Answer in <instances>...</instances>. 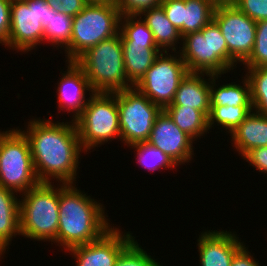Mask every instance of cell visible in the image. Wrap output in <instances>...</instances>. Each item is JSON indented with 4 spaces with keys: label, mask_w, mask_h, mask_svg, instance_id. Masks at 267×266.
Returning a JSON list of instances; mask_svg holds the SVG:
<instances>
[{
    "label": "cell",
    "mask_w": 267,
    "mask_h": 266,
    "mask_svg": "<svg viewBox=\"0 0 267 266\" xmlns=\"http://www.w3.org/2000/svg\"><path fill=\"white\" fill-rule=\"evenodd\" d=\"M19 129L27 138L33 166L40 183L75 184L83 150L75 121L53 122L40 118Z\"/></svg>",
    "instance_id": "cell-1"
},
{
    "label": "cell",
    "mask_w": 267,
    "mask_h": 266,
    "mask_svg": "<svg viewBox=\"0 0 267 266\" xmlns=\"http://www.w3.org/2000/svg\"><path fill=\"white\" fill-rule=\"evenodd\" d=\"M107 217L105 206L78 189L76 183H59V224L53 243L66 251L95 241L112 227Z\"/></svg>",
    "instance_id": "cell-2"
},
{
    "label": "cell",
    "mask_w": 267,
    "mask_h": 266,
    "mask_svg": "<svg viewBox=\"0 0 267 266\" xmlns=\"http://www.w3.org/2000/svg\"><path fill=\"white\" fill-rule=\"evenodd\" d=\"M75 62L94 92L113 93L134 87L125 72L120 33L88 49Z\"/></svg>",
    "instance_id": "cell-3"
},
{
    "label": "cell",
    "mask_w": 267,
    "mask_h": 266,
    "mask_svg": "<svg viewBox=\"0 0 267 266\" xmlns=\"http://www.w3.org/2000/svg\"><path fill=\"white\" fill-rule=\"evenodd\" d=\"M39 183L22 193L20 199V234L35 241L57 238L59 224V185Z\"/></svg>",
    "instance_id": "cell-4"
},
{
    "label": "cell",
    "mask_w": 267,
    "mask_h": 266,
    "mask_svg": "<svg viewBox=\"0 0 267 266\" xmlns=\"http://www.w3.org/2000/svg\"><path fill=\"white\" fill-rule=\"evenodd\" d=\"M120 17L115 4L88 3L73 16L70 44L64 49L66 61H76L88 49L117 35Z\"/></svg>",
    "instance_id": "cell-5"
},
{
    "label": "cell",
    "mask_w": 267,
    "mask_h": 266,
    "mask_svg": "<svg viewBox=\"0 0 267 266\" xmlns=\"http://www.w3.org/2000/svg\"><path fill=\"white\" fill-rule=\"evenodd\" d=\"M181 41L178 52L188 72L224 75L231 71L226 40L214 20L200 31L186 34Z\"/></svg>",
    "instance_id": "cell-6"
},
{
    "label": "cell",
    "mask_w": 267,
    "mask_h": 266,
    "mask_svg": "<svg viewBox=\"0 0 267 266\" xmlns=\"http://www.w3.org/2000/svg\"><path fill=\"white\" fill-rule=\"evenodd\" d=\"M75 124L81 146L86 153L113 139H120L116 95L94 92L90 95L82 114L75 120Z\"/></svg>",
    "instance_id": "cell-7"
},
{
    "label": "cell",
    "mask_w": 267,
    "mask_h": 266,
    "mask_svg": "<svg viewBox=\"0 0 267 266\" xmlns=\"http://www.w3.org/2000/svg\"><path fill=\"white\" fill-rule=\"evenodd\" d=\"M39 183L25 135L18 128L0 131V186L20 197Z\"/></svg>",
    "instance_id": "cell-8"
},
{
    "label": "cell",
    "mask_w": 267,
    "mask_h": 266,
    "mask_svg": "<svg viewBox=\"0 0 267 266\" xmlns=\"http://www.w3.org/2000/svg\"><path fill=\"white\" fill-rule=\"evenodd\" d=\"M45 0H12L10 32L5 47L17 52H29L44 42V29L51 12H56Z\"/></svg>",
    "instance_id": "cell-9"
},
{
    "label": "cell",
    "mask_w": 267,
    "mask_h": 266,
    "mask_svg": "<svg viewBox=\"0 0 267 266\" xmlns=\"http://www.w3.org/2000/svg\"><path fill=\"white\" fill-rule=\"evenodd\" d=\"M113 93L119 110L120 141L127 146L147 142L162 109L135 87Z\"/></svg>",
    "instance_id": "cell-10"
},
{
    "label": "cell",
    "mask_w": 267,
    "mask_h": 266,
    "mask_svg": "<svg viewBox=\"0 0 267 266\" xmlns=\"http://www.w3.org/2000/svg\"><path fill=\"white\" fill-rule=\"evenodd\" d=\"M172 53L176 54L161 52L134 86L162 110L173 102L179 83L188 74L179 52Z\"/></svg>",
    "instance_id": "cell-11"
},
{
    "label": "cell",
    "mask_w": 267,
    "mask_h": 266,
    "mask_svg": "<svg viewBox=\"0 0 267 266\" xmlns=\"http://www.w3.org/2000/svg\"><path fill=\"white\" fill-rule=\"evenodd\" d=\"M213 20L219 26L228 49V68L233 70L251 55L256 37V21L233 4L216 5Z\"/></svg>",
    "instance_id": "cell-12"
},
{
    "label": "cell",
    "mask_w": 267,
    "mask_h": 266,
    "mask_svg": "<svg viewBox=\"0 0 267 266\" xmlns=\"http://www.w3.org/2000/svg\"><path fill=\"white\" fill-rule=\"evenodd\" d=\"M131 234L112 226L99 239L66 252L74 257L76 266H115L120 253L135 239Z\"/></svg>",
    "instance_id": "cell-13"
},
{
    "label": "cell",
    "mask_w": 267,
    "mask_h": 266,
    "mask_svg": "<svg viewBox=\"0 0 267 266\" xmlns=\"http://www.w3.org/2000/svg\"><path fill=\"white\" fill-rule=\"evenodd\" d=\"M167 154L178 166L192 161L194 140L182 131L165 110L157 117L147 141Z\"/></svg>",
    "instance_id": "cell-14"
},
{
    "label": "cell",
    "mask_w": 267,
    "mask_h": 266,
    "mask_svg": "<svg viewBox=\"0 0 267 266\" xmlns=\"http://www.w3.org/2000/svg\"><path fill=\"white\" fill-rule=\"evenodd\" d=\"M66 71H61L62 77L58 82L57 90V102L58 111L61 110L67 113H73L71 116L72 121H75L83 112L90 97H86V93L89 91L88 95L94 93L90 86L89 80L86 78V74L82 68L75 61H67ZM91 92V93H90Z\"/></svg>",
    "instance_id": "cell-15"
},
{
    "label": "cell",
    "mask_w": 267,
    "mask_h": 266,
    "mask_svg": "<svg viewBox=\"0 0 267 266\" xmlns=\"http://www.w3.org/2000/svg\"><path fill=\"white\" fill-rule=\"evenodd\" d=\"M197 239L199 266H231L234 254L244 245L236 232L206 230Z\"/></svg>",
    "instance_id": "cell-16"
},
{
    "label": "cell",
    "mask_w": 267,
    "mask_h": 266,
    "mask_svg": "<svg viewBox=\"0 0 267 266\" xmlns=\"http://www.w3.org/2000/svg\"><path fill=\"white\" fill-rule=\"evenodd\" d=\"M206 76L209 78L205 79V73L188 72L179 83L174 100L169 106L194 108L208 118L210 113L211 75L207 74Z\"/></svg>",
    "instance_id": "cell-17"
},
{
    "label": "cell",
    "mask_w": 267,
    "mask_h": 266,
    "mask_svg": "<svg viewBox=\"0 0 267 266\" xmlns=\"http://www.w3.org/2000/svg\"><path fill=\"white\" fill-rule=\"evenodd\" d=\"M230 136L231 146L242 157L253 148L266 147L267 116L252 110Z\"/></svg>",
    "instance_id": "cell-18"
},
{
    "label": "cell",
    "mask_w": 267,
    "mask_h": 266,
    "mask_svg": "<svg viewBox=\"0 0 267 266\" xmlns=\"http://www.w3.org/2000/svg\"><path fill=\"white\" fill-rule=\"evenodd\" d=\"M121 42L127 79L135 86L162 51L156 44L126 42L122 37Z\"/></svg>",
    "instance_id": "cell-19"
},
{
    "label": "cell",
    "mask_w": 267,
    "mask_h": 266,
    "mask_svg": "<svg viewBox=\"0 0 267 266\" xmlns=\"http://www.w3.org/2000/svg\"><path fill=\"white\" fill-rule=\"evenodd\" d=\"M151 30L157 47L162 52H176L182 43L179 30L169 21L161 5L146 9L139 14ZM178 43V44H177ZM177 48V49H176Z\"/></svg>",
    "instance_id": "cell-20"
},
{
    "label": "cell",
    "mask_w": 267,
    "mask_h": 266,
    "mask_svg": "<svg viewBox=\"0 0 267 266\" xmlns=\"http://www.w3.org/2000/svg\"><path fill=\"white\" fill-rule=\"evenodd\" d=\"M17 194L0 186V253L3 255L9 249L13 236L21 235L20 198H17Z\"/></svg>",
    "instance_id": "cell-21"
},
{
    "label": "cell",
    "mask_w": 267,
    "mask_h": 266,
    "mask_svg": "<svg viewBox=\"0 0 267 266\" xmlns=\"http://www.w3.org/2000/svg\"><path fill=\"white\" fill-rule=\"evenodd\" d=\"M218 77L220 79L221 75H211L210 106H252L250 83L246 76L242 85L231 82L220 86L216 84Z\"/></svg>",
    "instance_id": "cell-22"
},
{
    "label": "cell",
    "mask_w": 267,
    "mask_h": 266,
    "mask_svg": "<svg viewBox=\"0 0 267 266\" xmlns=\"http://www.w3.org/2000/svg\"><path fill=\"white\" fill-rule=\"evenodd\" d=\"M174 123L194 141L206 135L208 118L199 110L182 106H167L164 109Z\"/></svg>",
    "instance_id": "cell-23"
},
{
    "label": "cell",
    "mask_w": 267,
    "mask_h": 266,
    "mask_svg": "<svg viewBox=\"0 0 267 266\" xmlns=\"http://www.w3.org/2000/svg\"><path fill=\"white\" fill-rule=\"evenodd\" d=\"M216 4L211 0H185L183 36L200 31L213 20Z\"/></svg>",
    "instance_id": "cell-24"
},
{
    "label": "cell",
    "mask_w": 267,
    "mask_h": 266,
    "mask_svg": "<svg viewBox=\"0 0 267 266\" xmlns=\"http://www.w3.org/2000/svg\"><path fill=\"white\" fill-rule=\"evenodd\" d=\"M252 110V106H210L208 129L210 131L217 123L230 135Z\"/></svg>",
    "instance_id": "cell-25"
},
{
    "label": "cell",
    "mask_w": 267,
    "mask_h": 266,
    "mask_svg": "<svg viewBox=\"0 0 267 266\" xmlns=\"http://www.w3.org/2000/svg\"><path fill=\"white\" fill-rule=\"evenodd\" d=\"M72 22L73 17L65 15L60 10L51 12L48 25L44 29V44L46 41L56 49L60 47L64 50L70 44Z\"/></svg>",
    "instance_id": "cell-26"
},
{
    "label": "cell",
    "mask_w": 267,
    "mask_h": 266,
    "mask_svg": "<svg viewBox=\"0 0 267 266\" xmlns=\"http://www.w3.org/2000/svg\"><path fill=\"white\" fill-rule=\"evenodd\" d=\"M127 147L137 152L135 155L137 163L142 168H147V171L155 172L156 170L160 171L165 168L174 170L178 166L167 154L148 142H139Z\"/></svg>",
    "instance_id": "cell-27"
},
{
    "label": "cell",
    "mask_w": 267,
    "mask_h": 266,
    "mask_svg": "<svg viewBox=\"0 0 267 266\" xmlns=\"http://www.w3.org/2000/svg\"><path fill=\"white\" fill-rule=\"evenodd\" d=\"M253 110L267 116V67L245 68Z\"/></svg>",
    "instance_id": "cell-28"
},
{
    "label": "cell",
    "mask_w": 267,
    "mask_h": 266,
    "mask_svg": "<svg viewBox=\"0 0 267 266\" xmlns=\"http://www.w3.org/2000/svg\"><path fill=\"white\" fill-rule=\"evenodd\" d=\"M119 33L126 42L156 44L151 30L139 15H122Z\"/></svg>",
    "instance_id": "cell-29"
},
{
    "label": "cell",
    "mask_w": 267,
    "mask_h": 266,
    "mask_svg": "<svg viewBox=\"0 0 267 266\" xmlns=\"http://www.w3.org/2000/svg\"><path fill=\"white\" fill-rule=\"evenodd\" d=\"M145 249L133 240L119 255L115 266H163L151 257Z\"/></svg>",
    "instance_id": "cell-30"
},
{
    "label": "cell",
    "mask_w": 267,
    "mask_h": 266,
    "mask_svg": "<svg viewBox=\"0 0 267 266\" xmlns=\"http://www.w3.org/2000/svg\"><path fill=\"white\" fill-rule=\"evenodd\" d=\"M243 65L244 68L267 67V20L256 22L254 48Z\"/></svg>",
    "instance_id": "cell-31"
},
{
    "label": "cell",
    "mask_w": 267,
    "mask_h": 266,
    "mask_svg": "<svg viewBox=\"0 0 267 266\" xmlns=\"http://www.w3.org/2000/svg\"><path fill=\"white\" fill-rule=\"evenodd\" d=\"M233 5L256 22L267 20V0H235Z\"/></svg>",
    "instance_id": "cell-32"
},
{
    "label": "cell",
    "mask_w": 267,
    "mask_h": 266,
    "mask_svg": "<svg viewBox=\"0 0 267 266\" xmlns=\"http://www.w3.org/2000/svg\"><path fill=\"white\" fill-rule=\"evenodd\" d=\"M163 0H116L115 5L122 15H139L142 11L156 7Z\"/></svg>",
    "instance_id": "cell-33"
},
{
    "label": "cell",
    "mask_w": 267,
    "mask_h": 266,
    "mask_svg": "<svg viewBox=\"0 0 267 266\" xmlns=\"http://www.w3.org/2000/svg\"><path fill=\"white\" fill-rule=\"evenodd\" d=\"M169 21L179 30L183 37V8L185 0H163L160 4Z\"/></svg>",
    "instance_id": "cell-34"
},
{
    "label": "cell",
    "mask_w": 267,
    "mask_h": 266,
    "mask_svg": "<svg viewBox=\"0 0 267 266\" xmlns=\"http://www.w3.org/2000/svg\"><path fill=\"white\" fill-rule=\"evenodd\" d=\"M52 9L60 10L65 15L76 16L88 4L85 0H45Z\"/></svg>",
    "instance_id": "cell-35"
},
{
    "label": "cell",
    "mask_w": 267,
    "mask_h": 266,
    "mask_svg": "<svg viewBox=\"0 0 267 266\" xmlns=\"http://www.w3.org/2000/svg\"><path fill=\"white\" fill-rule=\"evenodd\" d=\"M242 159L249 162L250 166L256 168L255 170H259L258 172L267 174V146L251 149Z\"/></svg>",
    "instance_id": "cell-36"
},
{
    "label": "cell",
    "mask_w": 267,
    "mask_h": 266,
    "mask_svg": "<svg viewBox=\"0 0 267 266\" xmlns=\"http://www.w3.org/2000/svg\"><path fill=\"white\" fill-rule=\"evenodd\" d=\"M12 0H0V44L6 45L11 23Z\"/></svg>",
    "instance_id": "cell-37"
},
{
    "label": "cell",
    "mask_w": 267,
    "mask_h": 266,
    "mask_svg": "<svg viewBox=\"0 0 267 266\" xmlns=\"http://www.w3.org/2000/svg\"><path fill=\"white\" fill-rule=\"evenodd\" d=\"M244 244L233 256L231 266H261Z\"/></svg>",
    "instance_id": "cell-38"
},
{
    "label": "cell",
    "mask_w": 267,
    "mask_h": 266,
    "mask_svg": "<svg viewBox=\"0 0 267 266\" xmlns=\"http://www.w3.org/2000/svg\"><path fill=\"white\" fill-rule=\"evenodd\" d=\"M87 3L92 4H115L116 0H85Z\"/></svg>",
    "instance_id": "cell-39"
},
{
    "label": "cell",
    "mask_w": 267,
    "mask_h": 266,
    "mask_svg": "<svg viewBox=\"0 0 267 266\" xmlns=\"http://www.w3.org/2000/svg\"><path fill=\"white\" fill-rule=\"evenodd\" d=\"M213 1L216 5L220 4H233L235 0H211Z\"/></svg>",
    "instance_id": "cell-40"
}]
</instances>
